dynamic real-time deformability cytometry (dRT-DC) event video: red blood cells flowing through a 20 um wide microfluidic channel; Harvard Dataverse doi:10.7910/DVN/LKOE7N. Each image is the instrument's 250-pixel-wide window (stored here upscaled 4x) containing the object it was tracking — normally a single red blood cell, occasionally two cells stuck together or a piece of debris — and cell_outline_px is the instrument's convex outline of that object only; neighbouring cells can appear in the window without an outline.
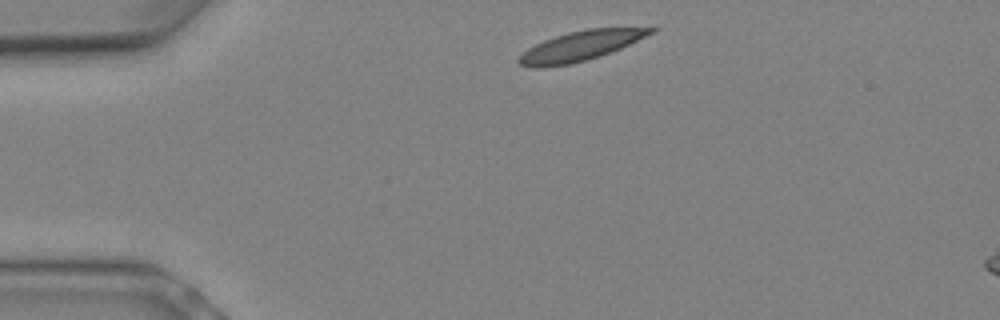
{"species": "Egyptian fruit bat (a non-hibernating species)", "species_latin": "Rousettus aegyptiacus", "temperature_condition": "warm", "stored_images_in_passage": 4, "segment_of_instrument_passage": [1, 2], "camera_frame_rate_fps": 3000, "um_per_image_px": 0.085, "animal": {"sex": "female"}, "frame": {"image": 1, "passage_image": 1, "time_ms": 0.0, "image_size_px": [1000, 320], "cell_outline_px": [[660, 28], [656, 32], [620, 48], [600, 56], [588, 60], [572, 64], [544, 68], [532, 68], [520, 64], [516, 60], [528, 48], [544, 40], [556, 36], [588, 28]], "centroid_in_image_um": [49.33, 3.92], "position_along_channel_um": 35.7, "area_um2": 22.72}}